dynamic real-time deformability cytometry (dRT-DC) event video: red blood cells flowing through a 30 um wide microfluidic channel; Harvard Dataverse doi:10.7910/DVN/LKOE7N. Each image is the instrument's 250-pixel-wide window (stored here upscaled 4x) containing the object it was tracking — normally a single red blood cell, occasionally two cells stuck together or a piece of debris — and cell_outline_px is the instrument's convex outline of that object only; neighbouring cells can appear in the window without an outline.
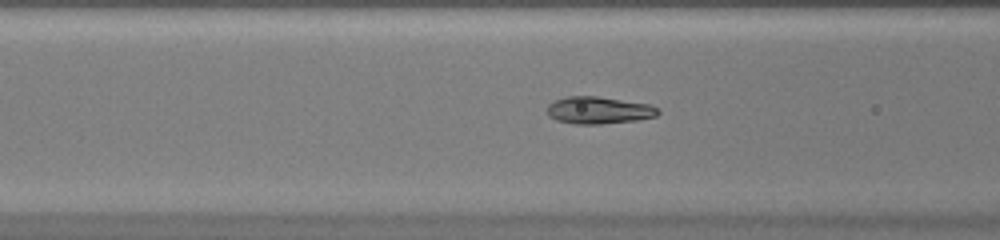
{"species": "common noctule bat (a hibernating species)", "species_latin": "Nyctalus noctula", "temperature_condition": "warm", "stored_images_in_passage": 18, "camera_frame_rate_fps": 3000, "um_per_image_px": 0.085, "animal": {"sex": "female", "body_mass_g": 20.0, "forearm_length_mm": 54.0}, "frame": {"image": 1, "passage_image": 16, "time_ms": 5.0, "image_size_px": [1000, 240], "cell_outline_px": [[660, 112], [656, 116], [636, 120], [600, 124], [576, 124], [556, 120], [548, 116], [548, 104], [564, 96], [596, 96], [652, 104]], "centroid_in_image_um": [50.89, 9.36], "position_along_channel_um": 115.7, "area_um2": 17.57}}